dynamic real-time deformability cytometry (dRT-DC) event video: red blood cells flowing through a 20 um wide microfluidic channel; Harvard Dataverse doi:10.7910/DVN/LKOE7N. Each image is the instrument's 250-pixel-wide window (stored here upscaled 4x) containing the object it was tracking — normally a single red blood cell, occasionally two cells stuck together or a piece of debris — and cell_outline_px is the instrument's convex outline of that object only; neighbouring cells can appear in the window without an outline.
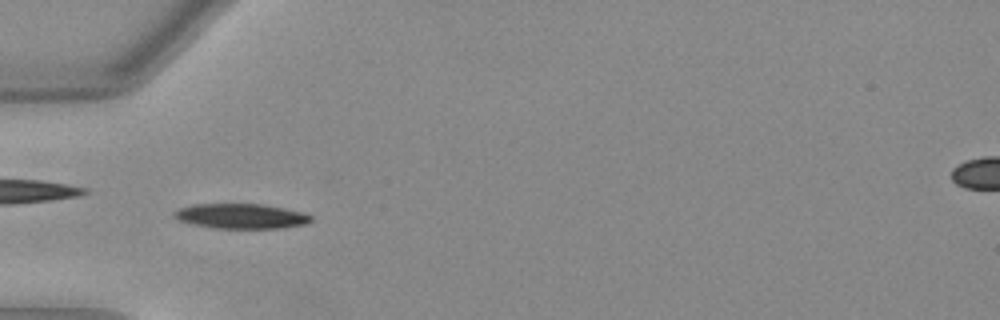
{"species": "Egyptian fruit bat (a non-hibernating species)", "species_latin": "Rousettus aegyptiacus", "temperature_condition": "warm", "stored_images_in_passage": 38, "camera_frame_rate_fps": 3000, "um_per_image_px": 0.085, "animal": {"sex": "female"}, "frame": {"image": 1, "passage_image": 3, "time_ms": 0.667, "image_size_px": [1000, 320], "cell_outline_px": [[312, 220], [304, 224], [280, 228], [216, 228], [196, 224], [180, 220], [172, 216], [172, 212], [180, 208], [192, 204], [260, 204], [284, 208], [300, 212], [312, 216]], "centroid_in_image_um": [20.47, 18.36], "position_along_channel_um": 64.5, "area_um2": 19.59}}
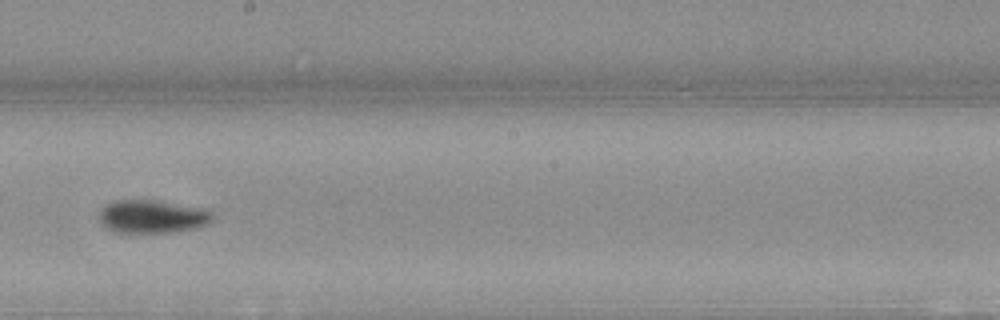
{"frame": {"image": 2, "passage_image": 16, "time_ms": 5.0, "image_size_px": [1000, 320], "cell_outline_px": [[212, 220], [196, 228], [168, 232], [116, 232], [104, 228], [100, 220], [100, 212], [108, 204], [120, 200], [156, 200], [208, 208], [212, 212]], "centroid_in_image_um": [12.97, 18.4], "position_along_channel_um": 235.2, "area_um2": 21.73}}
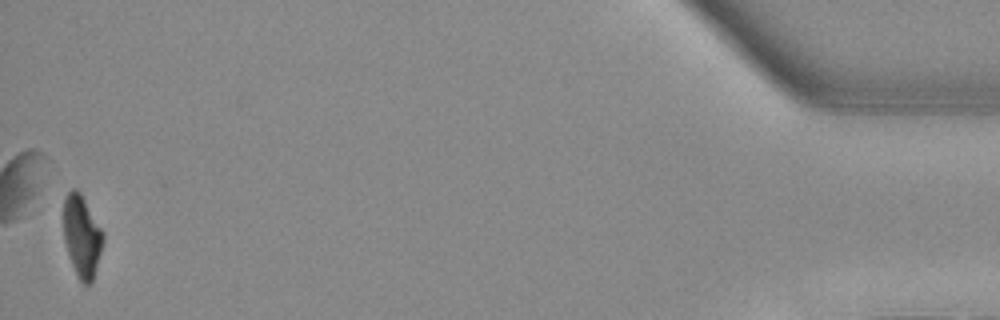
{"frame": {"image": 3, "passage_image": 37, "time_ms": 12.0, "image_size_px": [1000, 320], "cell_outline_px": [[104, 240], [92, 284], [84, 284], [76, 276], [64, 240], [64, 200], [68, 192], [72, 188], [76, 188], [80, 192], [104, 232]], "centroid_in_image_um": [6.98, 20.08], "position_along_channel_um": 428.2, "area_um2": 18.84}, "authors_computed_cell_mechanics": {"area_um2": 20.3167, "velocity_mm_per_s": 4.0011, "shape_relaxation_time_tau1_ms": 3.6472, "shape_relaxation_time_tau2_ms": 3.1931, "deformation_change_tau1": 0.1839, "deformation_change_tau2": 0.0718}}